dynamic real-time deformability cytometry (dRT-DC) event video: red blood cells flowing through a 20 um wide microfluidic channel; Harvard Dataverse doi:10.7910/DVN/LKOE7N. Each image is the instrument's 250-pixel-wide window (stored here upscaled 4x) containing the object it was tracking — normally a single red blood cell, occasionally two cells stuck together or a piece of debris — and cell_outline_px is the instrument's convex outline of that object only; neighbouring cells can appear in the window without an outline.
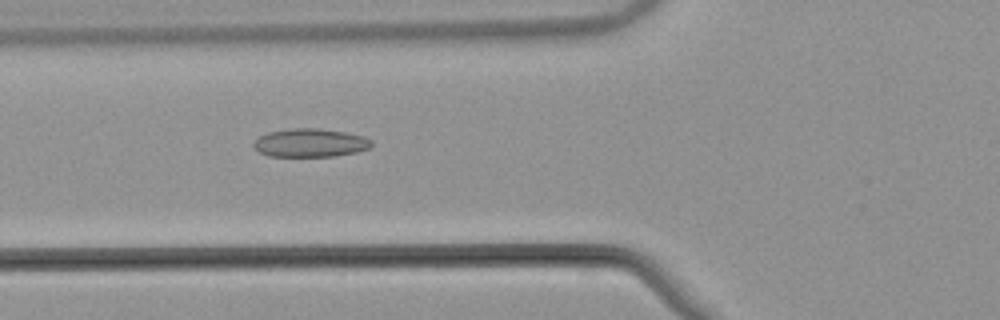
{"species": "common noctule bat (a hibernating species)", "species_latin": "Nyctalus noctula", "temperature_condition": "warm", "stored_images_in_passage": 40, "camera_frame_rate_fps": 3000, "um_per_image_px": 0.085, "animal": {"sex": "male", "body_mass_g": 21.5, "forearm_length_mm": 52.0}, "frame": {"image": 1, "passage_image": 9, "time_ms": 2.667, "image_size_px": [1000, 320], "cell_outline_px": [[372, 144], [368, 148], [356, 152], [336, 156], [268, 156], [260, 152], [252, 144], [260, 136], [268, 132], [292, 128], [320, 128], [348, 132], [364, 136], [372, 140]], "centroid_in_image_um": [26.4, 12.13], "position_along_channel_um": 99.4, "area_um2": 19.54}}
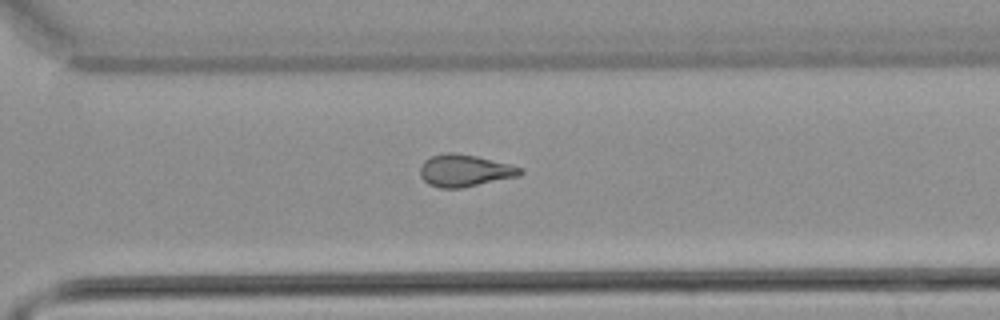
{"frame": {"image": 2, "passage_image": 27, "time_ms": 8.667, "image_size_px": [1000, 320], "cell_outline_px": [[524, 172], [516, 176], [460, 188], [440, 188], [428, 184], [420, 176], [420, 168], [424, 160], [432, 156], [448, 152], [456, 152], [476, 156], [508, 164], [520, 168]], "centroid_in_image_um": [39.43, 14.49], "position_along_channel_um": 331.2, "area_um2": 18.38}}
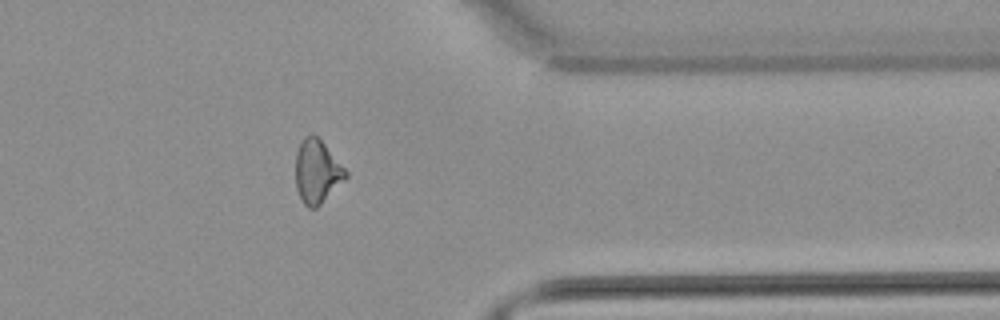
{"frame": {"image": 3, "passage_image": 32, "time_ms": 10.333, "image_size_px": [1000, 320], "cell_outline_px": [[348, 176], [316, 208], [308, 208], [304, 204], [296, 188], [296, 152], [304, 136], [312, 132], [324, 144], [348, 172]], "centroid_in_image_um": [26.93, 14.57], "position_along_channel_um": 384.5, "area_um2": 18.26}, "authors_computed_cell_mechanics": {"area_um2": 18.3226, "velocity_mm_per_s": 3.8586, "shape_relaxation_time_tau1_ms": null, "shape_relaxation_time_tau2_ms": 2.336, "deformation_change_tau1": null, "deformation_change_tau2": 0.1048}}